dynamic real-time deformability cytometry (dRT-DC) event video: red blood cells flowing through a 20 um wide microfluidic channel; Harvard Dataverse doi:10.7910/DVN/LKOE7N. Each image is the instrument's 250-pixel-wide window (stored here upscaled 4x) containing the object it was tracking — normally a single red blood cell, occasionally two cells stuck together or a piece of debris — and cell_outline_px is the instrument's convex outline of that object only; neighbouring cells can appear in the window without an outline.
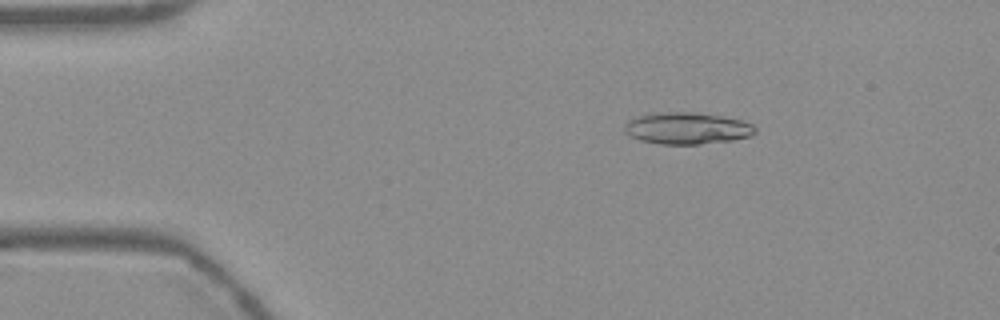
{"species": "Egyptian fruit bat (a non-hibernating species)", "species_latin": "Rousettus aegyptiacus", "temperature_condition": "warm", "stored_images_in_passage": 54, "camera_frame_rate_fps": 3000, "um_per_image_px": 0.085, "frame": {"image": 1, "passage_image": 9, "time_ms": 2.667, "image_size_px": [1000, 320], "cell_outline_px": [[756, 132], [752, 136], [732, 140], [700, 144], [660, 144], [640, 140], [628, 136], [624, 128], [624, 124], [628, 120], [652, 112], [696, 112], [720, 116], [740, 120], [752, 124], [756, 128]], "centroid_in_image_um": [58.38, 10.9], "position_along_channel_um": 26.6, "area_um2": 24.28}}
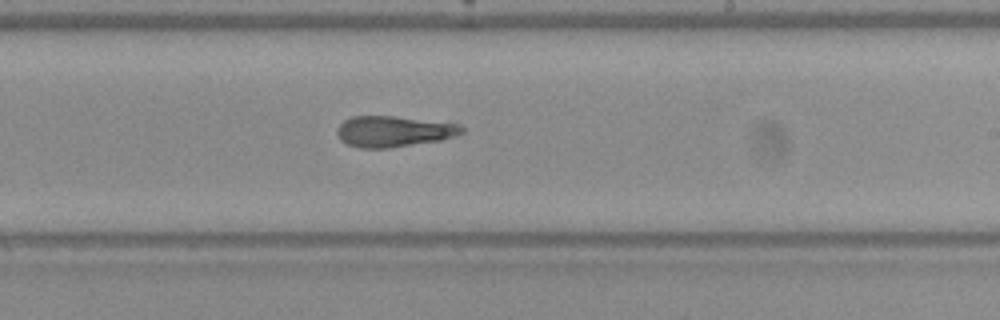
{"frame": {"image": 2, "passage_image": 32, "time_ms": 10.333, "image_size_px": [1000, 320], "cell_outline_px": [[464, 132], [456, 136], [440, 140], [388, 148], [360, 148], [348, 144], [340, 140], [336, 132], [336, 128], [344, 120], [352, 116], [396, 116], [460, 124], [464, 128]], "centroid_in_image_um": [33.45, 11.16], "position_along_channel_um": 255.5, "area_um2": 22.54}}
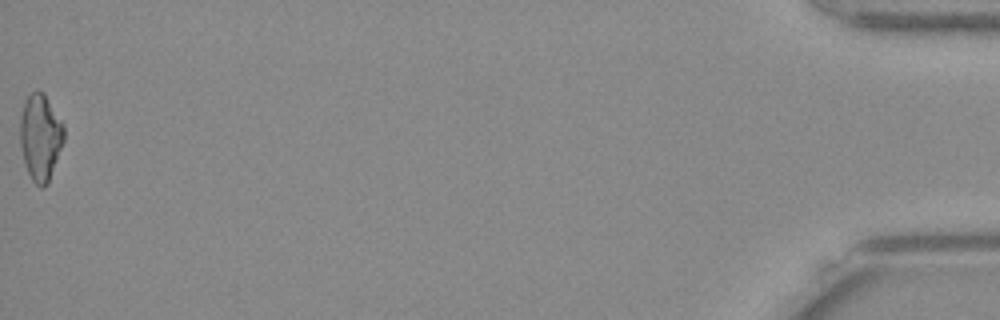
{"frame": {"image": 3, "passage_image": 54, "time_ms": 17.667, "image_size_px": [1000, 320], "cell_outline_px": [[64, 140], [48, 184], [44, 188], [40, 188], [32, 180], [28, 172], [24, 160], [20, 144], [20, 116], [24, 100], [36, 88], [44, 92], [64, 124]], "centroid_in_image_um": [3.44, 11.63], "position_along_channel_um": 431.8, "area_um2": 22.37}, "authors_computed_cell_mechanics": {"area_um2": 23.1489, "velocity_mm_per_s": 3.7905, "shape_relaxation_time_tau1_ms": null, "shape_relaxation_time_tau2_ms": 7.6323, "deformation_change_tau1": null, "deformation_change_tau2": 0.1774}}